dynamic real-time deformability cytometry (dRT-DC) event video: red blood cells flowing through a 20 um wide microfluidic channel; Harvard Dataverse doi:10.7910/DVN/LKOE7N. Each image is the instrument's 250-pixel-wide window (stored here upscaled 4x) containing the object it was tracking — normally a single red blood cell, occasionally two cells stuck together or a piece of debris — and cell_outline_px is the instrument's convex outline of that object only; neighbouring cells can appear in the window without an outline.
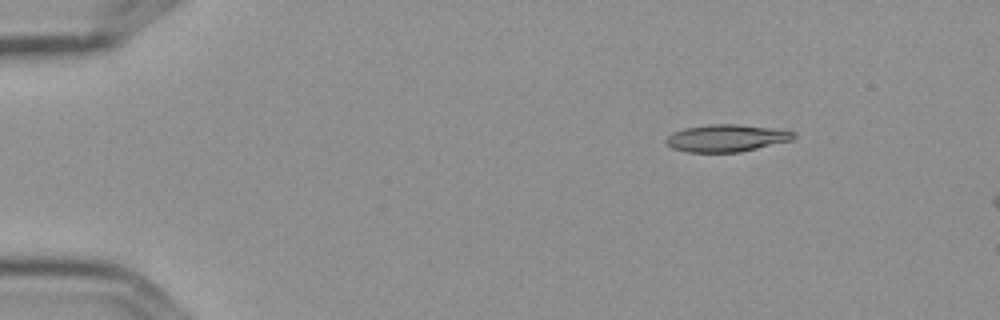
{"species": "Egyptian fruit bat (a non-hibernating species)", "species_latin": "Rousettus aegyptiacus", "temperature_condition": "cold", "stored_images_in_passage": 3, "camera_frame_rate_fps": 3000, "um_per_image_px": 0.085, "frame": {"image": 1, "passage_image": 1, "time_ms": 0.0, "image_size_px": [1000, 320], "cell_outline_px": [[796, 136], [792, 140], [740, 152], [688, 152], [672, 148], [664, 140], [672, 132], [684, 128], [708, 124], [736, 124], [768, 128], [796, 132]], "centroid_in_image_um": [61.72, 11.74], "position_along_channel_um": 23.3, "area_um2": 20.11}}